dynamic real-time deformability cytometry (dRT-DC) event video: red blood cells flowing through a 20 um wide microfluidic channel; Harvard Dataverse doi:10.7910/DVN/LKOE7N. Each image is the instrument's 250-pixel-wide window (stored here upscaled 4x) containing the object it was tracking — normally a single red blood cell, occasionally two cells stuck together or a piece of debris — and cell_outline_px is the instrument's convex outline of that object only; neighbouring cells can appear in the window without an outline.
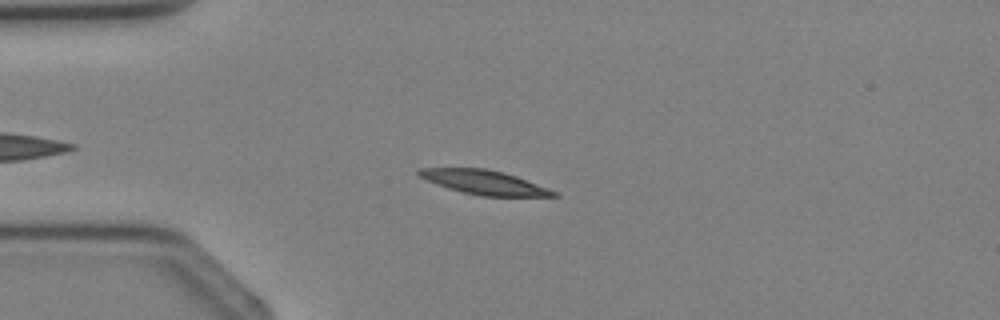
{"species": "Egyptian fruit bat (a non-hibernating species)", "species_latin": "Rousettus aegyptiacus", "temperature_condition": "cold", "stored_images_in_passage": 3, "camera_frame_rate_fps": 3000, "um_per_image_px": 0.085, "animal": {"sex": "female"}, "frame": {"image": 1, "passage_image": 3, "time_ms": 2.333, "image_size_px": [1000, 320], "cell_outline_px": [[560, 196], [480, 196], [448, 188], [424, 180], [416, 176], [416, 172], [420, 168], [488, 168], [504, 172], [516, 176], [560, 192]], "centroid_in_image_um": [41.15, 15.49], "position_along_channel_um": 43.8, "area_um2": 19.19}}